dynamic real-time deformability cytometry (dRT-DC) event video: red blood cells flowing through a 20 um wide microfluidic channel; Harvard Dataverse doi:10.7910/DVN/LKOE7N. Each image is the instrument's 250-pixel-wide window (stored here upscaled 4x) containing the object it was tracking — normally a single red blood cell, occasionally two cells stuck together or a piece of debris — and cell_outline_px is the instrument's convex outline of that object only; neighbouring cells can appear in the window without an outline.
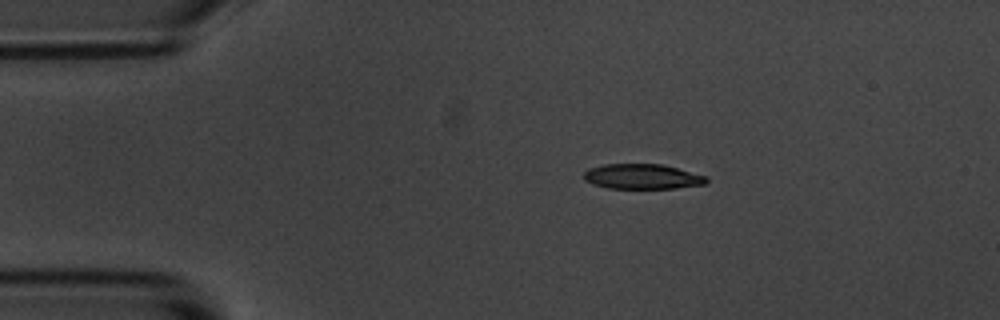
{"species": "common noctule bat (a hibernating species)", "species_latin": "Nyctalus noctula", "temperature_condition": "room temperature", "stored_images_in_passage": 9, "camera_frame_rate_fps": 3000, "um_per_image_px": 0.085, "animal": {"sex": "male", "body_mass_g": 20.1, "forearm_length_mm": 53.5}, "frame": {"image": 1, "passage_image": 1, "time_ms": 0.0, "image_size_px": [1000, 320], "cell_outline_px": [[708, 180], [704, 184], [676, 188], [608, 188], [592, 184], [584, 180], [584, 172], [588, 168], [604, 164], [664, 164], [708, 176]], "centroid_in_image_um": [54.6, 15.0], "position_along_channel_um": 30.4, "area_um2": 18.03}}
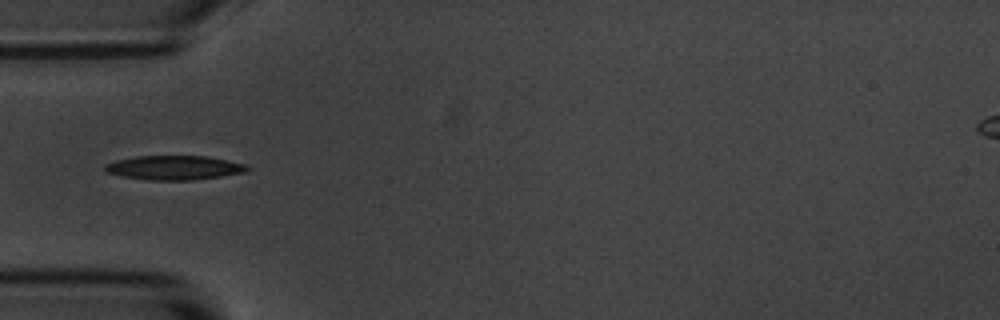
{"frame": {"image": 2, "passage_image": 3, "time_ms": 2.333, "image_size_px": [1000, 320], "cell_outline_px": [[252, 168], [248, 172], [192, 180], [148, 180], [120, 176], [104, 172], [104, 164], [116, 160], [136, 156], [208, 156], [248, 164]], "centroid_in_image_um": [14.83, 14.25], "position_along_channel_um": 70.2, "area_um2": 20.4}}
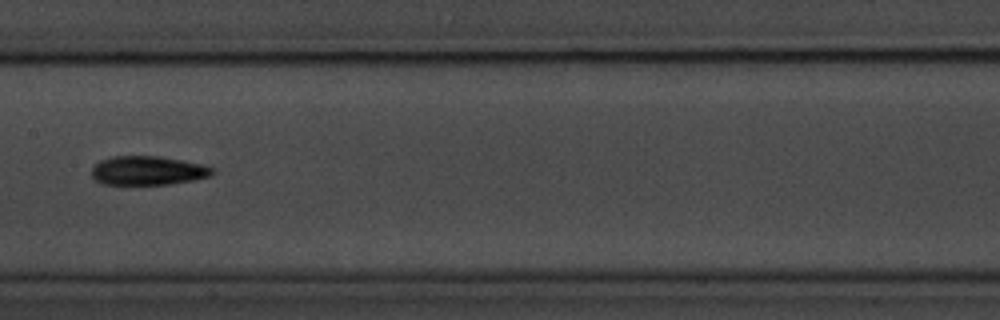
{"frame": {"image": 3, "passage_image": 6, "time_ms": 5.667, "image_size_px": [1000, 320], "cell_outline_px": [[216, 172], [212, 176], [196, 180], [168, 184], [104, 184], [96, 180], [92, 176], [92, 168], [100, 160], [112, 156], [156, 156], [180, 160], [200, 164], [216, 168]], "centroid_in_image_um": [12.61, 14.5], "position_along_channel_um": 194.8, "area_um2": 20.4}}